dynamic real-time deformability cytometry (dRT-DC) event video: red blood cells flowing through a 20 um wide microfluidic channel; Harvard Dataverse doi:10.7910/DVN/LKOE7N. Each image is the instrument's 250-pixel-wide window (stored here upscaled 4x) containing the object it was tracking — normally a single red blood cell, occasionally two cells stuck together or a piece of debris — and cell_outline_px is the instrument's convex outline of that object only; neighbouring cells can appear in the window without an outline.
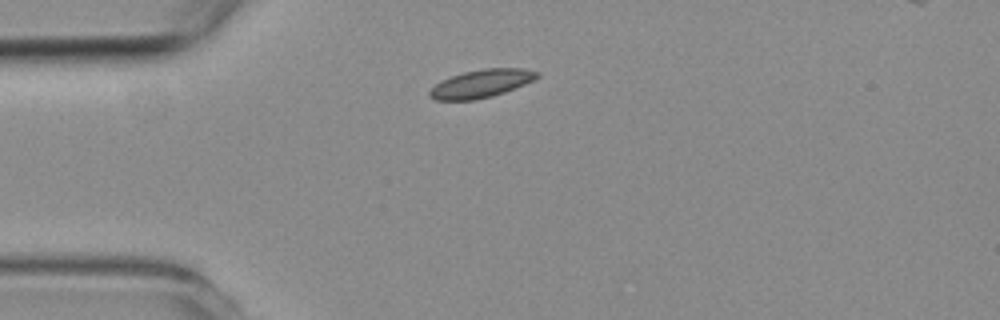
{"species": "common noctule bat (a hibernating species)", "species_latin": "Nyctalus noctula", "temperature_condition": "room temperature", "stored_images_in_passage": 2, "camera_frame_rate_fps": 3000, "um_per_image_px": 0.085, "animal": {"sex": "female", "body_mass_g": 19.3, "forearm_length_mm": 54.1}, "frame": {"image": 1, "passage_image": 1, "time_ms": 0.0, "image_size_px": [1000, 320], "cell_outline_px": [[540, 76], [524, 84], [504, 92], [492, 96], [472, 100], [436, 100], [428, 96], [428, 92], [436, 84], [452, 76], [464, 72], [484, 68], [524, 68], [540, 72]], "centroid_in_image_um": [40.92, 7.1], "position_along_channel_um": 44.1, "area_um2": 17.34}}
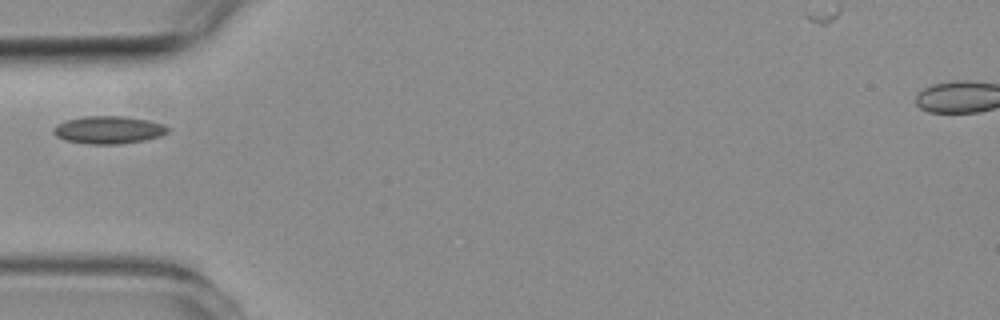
{"frame": {"image": 2, "passage_image": 2, "time_ms": 1.333, "image_size_px": [1000, 320], "cell_outline_px": [[172, 128], [168, 132], [160, 136], [144, 140], [120, 144], [92, 144], [64, 140], [56, 136], [52, 132], [52, 128], [56, 124], [64, 120], [84, 116], [124, 116], [164, 124]], "centroid_in_image_um": [9.2, 11.04], "position_along_channel_um": 75.8, "area_um2": 18.55}}